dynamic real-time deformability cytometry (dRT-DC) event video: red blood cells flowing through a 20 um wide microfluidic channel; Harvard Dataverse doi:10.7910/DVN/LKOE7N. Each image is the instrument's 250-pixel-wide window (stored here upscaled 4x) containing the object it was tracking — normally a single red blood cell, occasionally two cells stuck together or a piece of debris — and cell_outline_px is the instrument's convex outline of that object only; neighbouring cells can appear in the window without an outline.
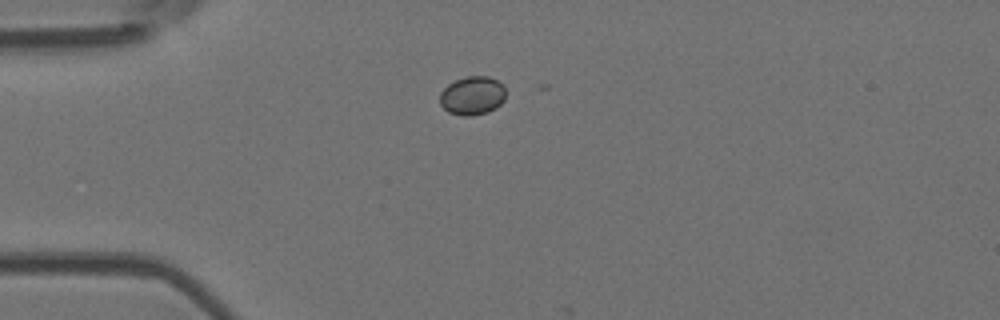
{"species": "Egyptian fruit bat (a non-hibernating species)", "species_latin": "Rousettus aegyptiacus", "temperature_condition": "room temperature", "stored_images_in_passage": 2, "camera_frame_rate_fps": 3000, "um_per_image_px": 0.085, "animal": {"sex": "female"}, "frame": {"image": 1, "passage_image": 1, "time_ms": 0.0, "image_size_px": [1000, 320], "cell_outline_px": [[504, 100], [496, 108], [488, 112], [472, 116], [464, 116], [448, 112], [440, 104], [440, 92], [448, 84], [456, 80], [468, 76], [488, 76], [504, 84]], "centroid_in_image_um": [40.15, 8.13], "position_along_channel_um": 44.9, "area_um2": 14.85}}